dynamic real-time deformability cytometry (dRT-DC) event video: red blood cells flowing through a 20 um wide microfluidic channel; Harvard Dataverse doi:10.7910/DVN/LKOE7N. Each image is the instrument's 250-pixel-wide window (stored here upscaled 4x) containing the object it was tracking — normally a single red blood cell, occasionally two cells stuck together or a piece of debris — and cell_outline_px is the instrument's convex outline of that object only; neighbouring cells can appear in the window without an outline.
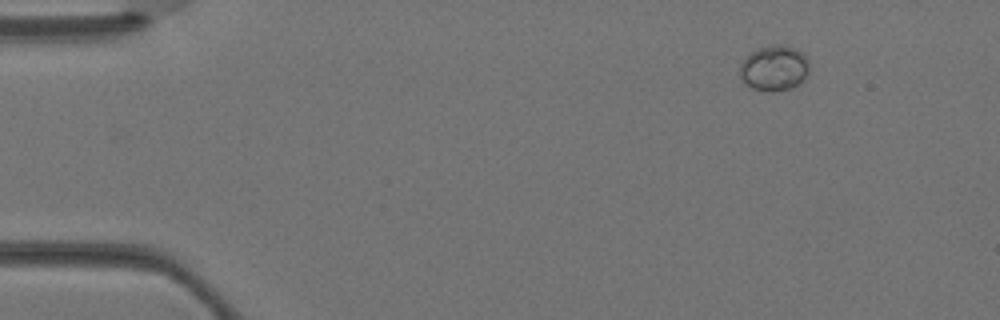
{"species": "Egyptian fruit bat (a non-hibernating species)", "species_latin": "Rousettus aegyptiacus", "temperature_condition": "warm", "stored_images_in_passage": 2, "camera_frame_rate_fps": 3000, "um_per_image_px": 0.085, "animal": {"sex": "female"}, "frame": {"image": 1, "passage_image": 2, "time_ms": 0.333, "image_size_px": [1000, 320], "cell_outline_px": [[808, 76], [792, 88], [772, 92], [752, 88], [744, 84], [740, 76], [740, 64], [752, 52], [760, 48], [772, 44], [784, 44], [796, 48], [804, 52], [808, 60]], "centroid_in_image_um": [65.83, 5.78], "position_along_channel_um": 19.2, "area_um2": 18.55}}